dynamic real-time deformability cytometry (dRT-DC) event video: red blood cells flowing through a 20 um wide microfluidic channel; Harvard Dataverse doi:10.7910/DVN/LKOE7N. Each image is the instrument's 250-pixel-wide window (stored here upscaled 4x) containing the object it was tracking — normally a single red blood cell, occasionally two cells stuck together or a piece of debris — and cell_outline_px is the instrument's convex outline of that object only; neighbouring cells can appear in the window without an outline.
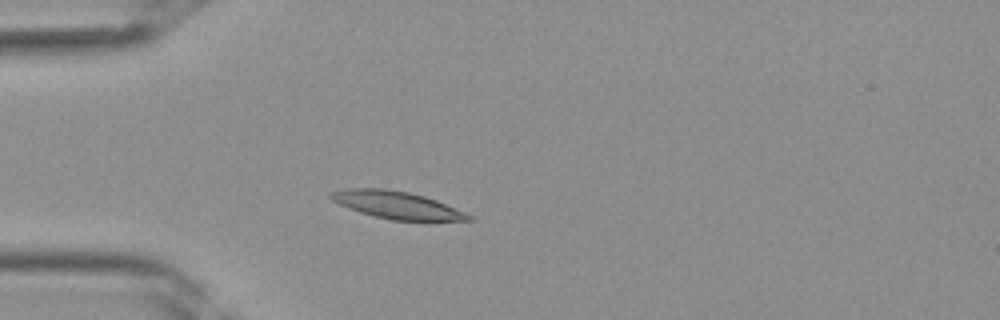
{"species": "Egyptian fruit bat (a non-hibernating species)", "species_latin": "Rousettus aegyptiacus", "temperature_condition": "room temperature", "stored_images_in_passage": 32, "camera_frame_rate_fps": 3000, "um_per_image_px": 0.085, "frame": {"image": 1, "passage_image": 8, "time_ms": 2.333, "image_size_px": [1000, 320], "cell_outline_px": [[472, 220], [392, 220], [360, 212], [348, 208], [332, 200], [328, 196], [328, 192], [348, 188], [384, 188], [408, 192], [424, 196], [436, 200], [464, 212], [472, 216]], "centroid_in_image_um": [33.67, 17.41], "position_along_channel_um": 51.3, "area_um2": 21.68}}
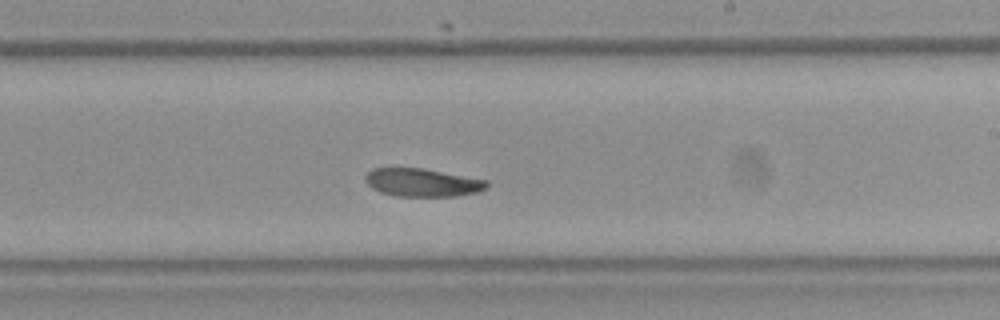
{"frame": {"image": 2, "passage_image": 21, "time_ms": 6.667, "image_size_px": [1000, 320], "cell_outline_px": [[488, 188], [476, 192], [456, 196], [396, 196], [380, 192], [372, 188], [364, 180], [364, 176], [372, 168], [424, 168], [488, 180]], "centroid_in_image_um": [35.9, 15.51], "position_along_channel_um": 253.1, "area_um2": 20.0}}
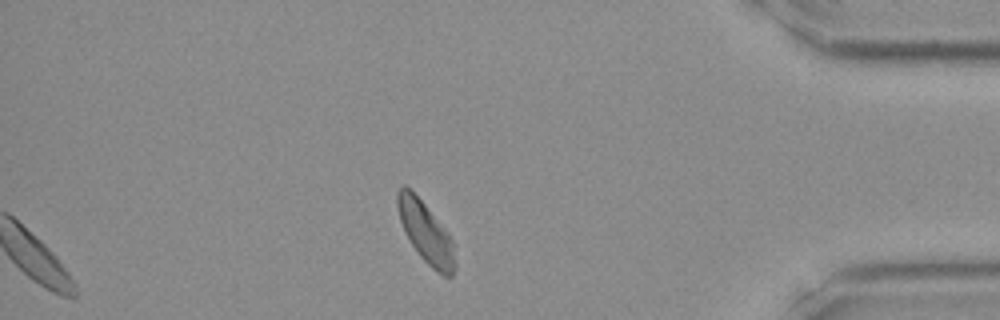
{"frame": {"image": 3, "passage_image": 32, "time_ms": 10.333, "image_size_px": [1000, 320], "cell_outline_px": [[456, 268], [452, 276], [444, 276], [436, 272], [420, 256], [404, 232], [400, 220], [396, 204], [396, 192], [400, 184], [404, 184], [424, 204], [448, 232], [452, 240], [456, 264]], "centroid_in_image_um": [36.18, 19.77], "position_along_channel_um": 399.0, "area_um2": 20.35}}